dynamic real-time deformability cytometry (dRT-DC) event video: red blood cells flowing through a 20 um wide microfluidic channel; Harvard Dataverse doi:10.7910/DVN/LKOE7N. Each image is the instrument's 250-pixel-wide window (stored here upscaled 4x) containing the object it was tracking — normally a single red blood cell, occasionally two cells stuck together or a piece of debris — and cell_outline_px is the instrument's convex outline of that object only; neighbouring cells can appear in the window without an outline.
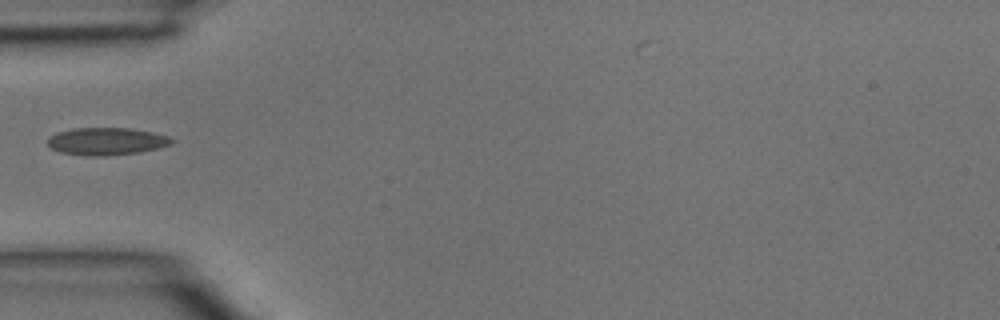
{"species": "common noctule bat (a hibernating species)", "species_latin": "Nyctalus noctula", "temperature_condition": "room temperature", "stored_images_in_passage": 1, "camera_frame_rate_fps": 3000, "um_per_image_px": 0.085, "animal": {"sex": "male", "body_mass_g": 15.6}, "frame": {"image": 1, "passage_image": 1, "time_ms": 0.0, "image_size_px": [1000, 320], "cell_outline_px": [[176, 140], [172, 144], [160, 148], [140, 152], [104, 156], [88, 156], [60, 152], [52, 148], [48, 144], [48, 136], [56, 132], [72, 128], [128, 128], [152, 132], [168, 136]], "centroid_in_image_um": [9.07, 12.01], "position_along_channel_um": 75.9, "area_um2": 20.0}}